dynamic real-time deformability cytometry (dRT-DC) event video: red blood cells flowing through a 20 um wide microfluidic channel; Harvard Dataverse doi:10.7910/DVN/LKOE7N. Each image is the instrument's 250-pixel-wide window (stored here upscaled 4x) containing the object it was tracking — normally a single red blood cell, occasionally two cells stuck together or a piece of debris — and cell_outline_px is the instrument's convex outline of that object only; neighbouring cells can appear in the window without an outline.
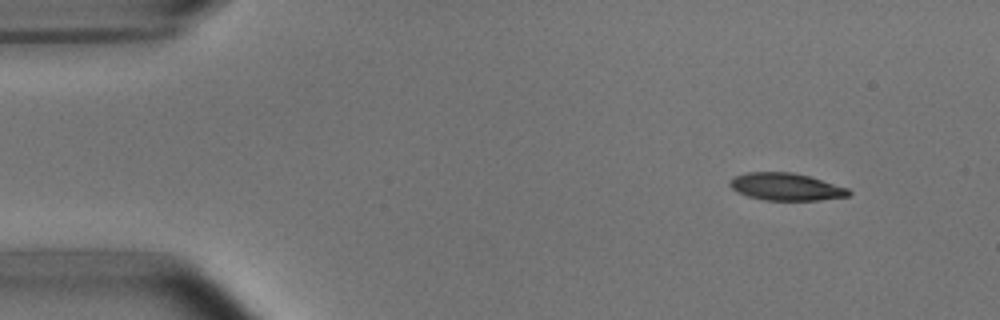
{"species": "common noctule bat (a hibernating species)", "species_latin": "Nyctalus noctula", "temperature_condition": "room temperature", "stored_images_in_passage": 4, "camera_frame_rate_fps": 3000, "um_per_image_px": 0.085, "animal": {"sex": "male", "body_mass_g": 15.6}, "frame": {"image": 1, "passage_image": 1, "time_ms": 0.0, "image_size_px": [1000, 320], "cell_outline_px": [[852, 192], [848, 196], [820, 200], [764, 200], [748, 196], [732, 188], [728, 184], [728, 180], [732, 176], [748, 172], [792, 172], [808, 176], [848, 188]], "centroid_in_image_um": [66.78, 15.87], "position_along_channel_um": 18.2, "area_um2": 18.9}}